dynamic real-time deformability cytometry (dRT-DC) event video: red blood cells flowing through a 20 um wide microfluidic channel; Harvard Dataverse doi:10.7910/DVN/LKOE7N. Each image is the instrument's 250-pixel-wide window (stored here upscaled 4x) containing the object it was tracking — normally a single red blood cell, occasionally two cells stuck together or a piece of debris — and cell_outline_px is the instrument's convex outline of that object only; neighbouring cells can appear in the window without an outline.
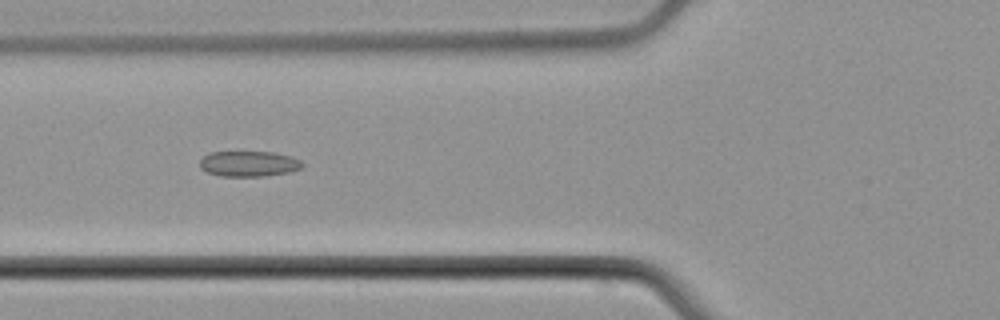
{"species": "common noctule bat (a hibernating species)", "species_latin": "Nyctalus noctula", "temperature_condition": "cold", "stored_images_in_passage": 6, "camera_frame_rate_fps": 3000, "um_per_image_px": 0.085, "animal": {"sex": "male", "body_mass_g": 21.5, "forearm_length_mm": 52.0}, "frame": {"image": 1, "passage_image": 5, "time_ms": 4.667, "image_size_px": [1000, 320], "cell_outline_px": [[304, 168], [288, 172], [264, 176], [220, 176], [208, 172], [200, 168], [200, 160], [208, 152], [272, 152], [292, 156], [300, 160], [304, 164]], "centroid_in_image_um": [21.17, 13.92], "position_along_channel_um": 104.6, "area_um2": 15.32}}
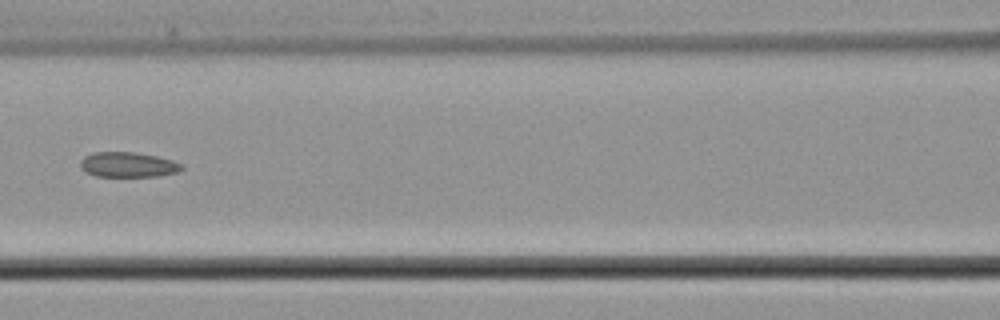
{"frame": {"image": 2, "passage_image": 6, "time_ms": 6.0, "image_size_px": [1000, 320], "cell_outline_px": [[184, 168], [180, 172], [160, 176], [96, 176], [84, 172], [80, 168], [80, 160], [84, 156], [92, 152], [136, 152], [156, 156], [172, 160], [184, 164]], "centroid_in_image_um": [10.89, 14.0], "position_along_channel_um": 155.7, "area_um2": 15.09}}